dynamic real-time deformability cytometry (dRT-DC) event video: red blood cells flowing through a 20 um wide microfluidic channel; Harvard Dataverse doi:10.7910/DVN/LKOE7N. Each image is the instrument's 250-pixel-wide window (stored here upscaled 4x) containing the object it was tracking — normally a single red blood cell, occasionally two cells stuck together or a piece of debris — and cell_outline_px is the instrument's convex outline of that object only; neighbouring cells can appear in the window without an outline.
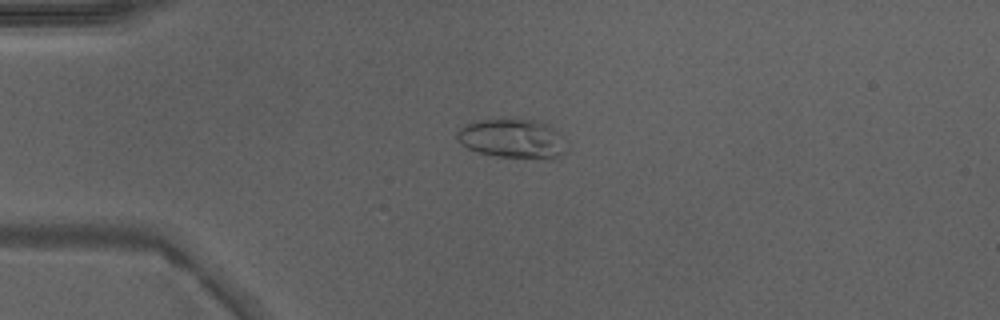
{"species": "Egyptian fruit bat (a non-hibernating species)", "species_latin": "Rousettus aegyptiacus", "temperature_condition": "warm", "stored_images_in_passage": 13, "camera_frame_rate_fps": 3000, "um_per_image_px": 0.085, "animal": {"sex": "male"}, "frame": {"image": 1, "passage_image": 4, "time_ms": 1.0, "image_size_px": [1000, 320], "cell_outline_px": [[564, 152], [560, 156], [552, 160], [548, 160], [496, 156], [476, 152], [460, 144], [456, 140], [456, 132], [460, 128], [468, 124], [480, 120], [536, 120], [548, 128]], "centroid_in_image_um": [43.38, 11.83], "position_along_channel_um": 41.6, "area_um2": 23.93}}
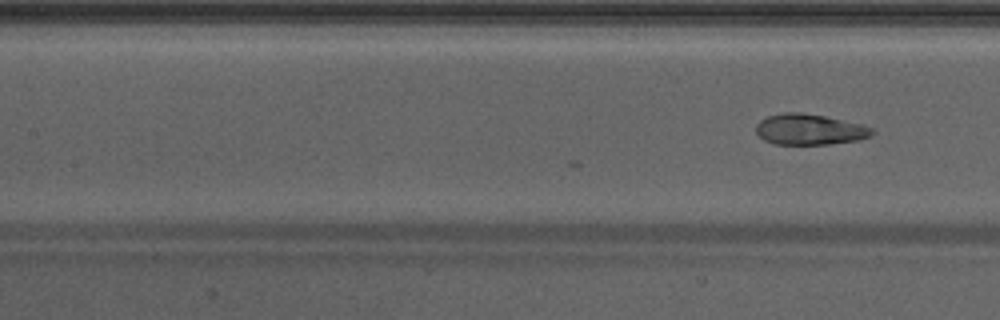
{"frame": {"image": 2, "passage_image": 13, "time_ms": 4.0, "image_size_px": [1000, 320], "cell_outline_px": [[872, 132], [868, 136], [860, 140], [828, 144], [776, 144], [764, 140], [756, 132], [756, 124], [760, 120], [768, 116], [784, 112], [800, 112], [824, 116], [860, 124], [872, 128]], "centroid_in_image_um": [68.77, 11.0], "position_along_channel_um": 138.6, "area_um2": 20.58}}